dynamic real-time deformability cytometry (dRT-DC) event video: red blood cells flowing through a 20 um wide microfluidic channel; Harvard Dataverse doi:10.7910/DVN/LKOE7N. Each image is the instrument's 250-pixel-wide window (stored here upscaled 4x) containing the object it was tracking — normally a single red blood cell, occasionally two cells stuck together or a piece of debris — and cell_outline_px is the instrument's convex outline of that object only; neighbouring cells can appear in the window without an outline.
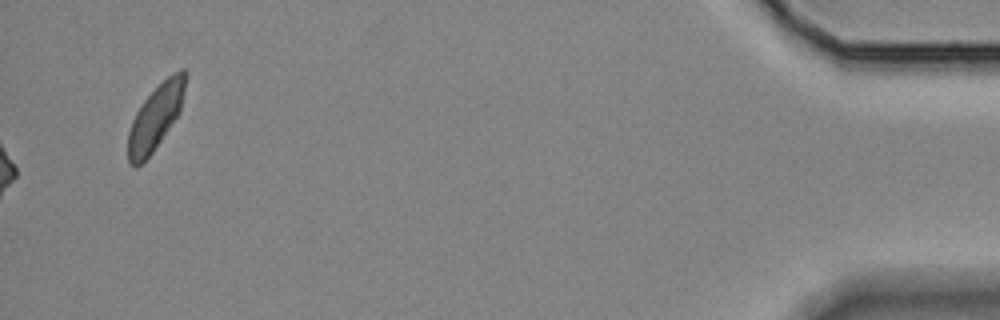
{"species": "Egyptian fruit bat (a non-hibernating species)", "species_latin": "Rousettus aegyptiacus", "temperature_condition": "room temperature", "stored_images_in_passage": 36, "camera_frame_rate_fps": 3000, "um_per_image_px": 0.085, "animal": {"sex": "female"}, "frame": {"image": 1, "passage_image": 36, "time_ms": 11.667, "image_size_px": [1000, 320], "cell_outline_px": [[188, 72], [180, 112], [152, 152], [136, 168], [132, 168], [128, 164], [128, 132], [132, 120], [136, 112], [144, 100], [172, 72], [180, 68], [184, 68]], "centroid_in_image_um": [13.23, 9.94], "position_along_channel_um": 422.0, "area_um2": 21.62}}